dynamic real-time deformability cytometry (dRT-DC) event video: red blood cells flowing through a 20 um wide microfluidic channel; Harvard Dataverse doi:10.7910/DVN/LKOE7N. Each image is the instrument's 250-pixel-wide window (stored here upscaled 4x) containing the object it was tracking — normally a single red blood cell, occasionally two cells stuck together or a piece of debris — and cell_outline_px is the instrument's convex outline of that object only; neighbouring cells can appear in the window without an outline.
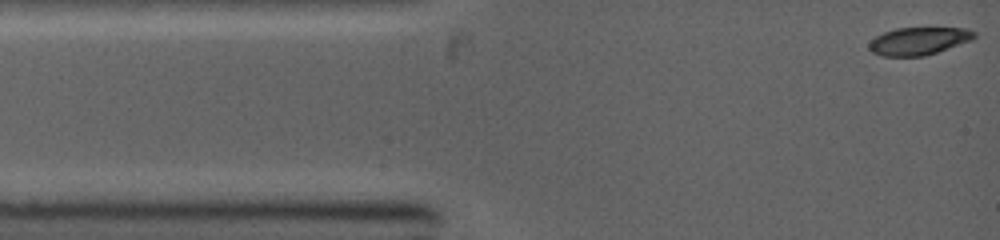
{"species": "common noctule bat (a hibernating species)", "species_latin": "Nyctalus noctula", "temperature_condition": "warm", "stored_images_in_passage": 24, "camera_frame_rate_fps": 5000, "um_per_image_px": 0.085, "animal": {"sex": "female", "body_mass_g": 19.0, "forearm_length_mm": 53.3}, "frame": {"image": 1, "passage_image": 1, "time_ms": 0.0, "image_size_px": [1000, 240], "cell_outline_px": [[976, 36], [972, 40], [924, 56], [880, 56], [872, 52], [868, 48], [868, 44], [876, 36], [884, 32], [896, 28], [964, 28], [976, 32]], "centroid_in_image_um": [78.07, 3.49], "position_along_channel_um": 6.9, "area_um2": 16.88}}
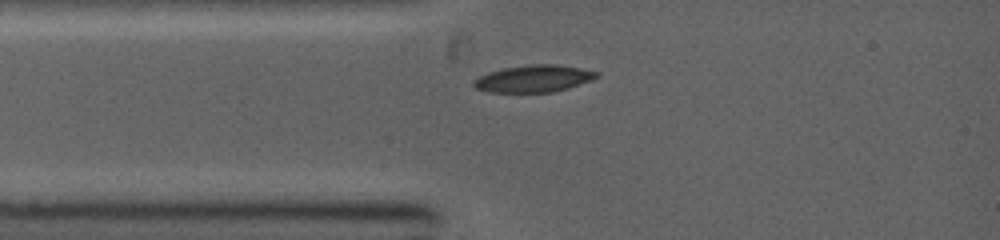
{"frame": {"image": 2, "passage_image": 13, "time_ms": 2.0, "image_size_px": [1000, 240], "cell_outline_px": [[600, 76], [592, 80], [568, 88], [552, 92], [488, 92], [476, 88], [472, 84], [472, 80], [488, 72], [504, 68], [532, 64], [556, 64], [580, 68], [600, 72]], "centroid_in_image_um": [45.38, 6.68], "position_along_channel_um": 39.6, "area_um2": 19.42}}
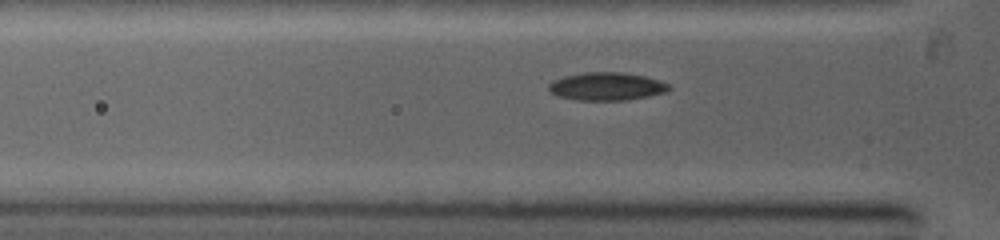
{"frame": {"image": 3, "passage_image": 19, "time_ms": 2.8, "image_size_px": [1000, 240], "cell_outline_px": [[672, 88], [668, 92], [628, 100], [576, 100], [556, 96], [548, 88], [548, 84], [552, 80], [564, 76], [584, 72], [624, 72], [644, 76], [660, 80], [668, 84]], "centroid_in_image_um": [51.57, 7.34], "position_along_channel_um": 74.2, "area_um2": 19.83}}